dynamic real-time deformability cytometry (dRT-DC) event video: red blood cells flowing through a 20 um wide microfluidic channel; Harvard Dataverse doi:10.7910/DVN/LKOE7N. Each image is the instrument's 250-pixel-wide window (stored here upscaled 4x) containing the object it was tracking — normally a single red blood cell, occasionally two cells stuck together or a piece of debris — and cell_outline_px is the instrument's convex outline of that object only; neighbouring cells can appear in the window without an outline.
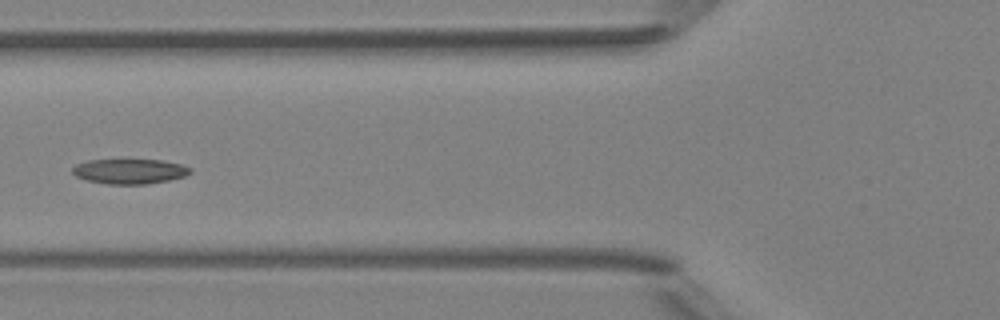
{"species": "Egyptian fruit bat (a non-hibernating species)", "species_latin": "Rousettus aegyptiacus", "temperature_condition": "room temperature", "stored_images_in_passage": 7, "camera_frame_rate_fps": 3000, "um_per_image_px": 0.085, "animal": {"sex": "female"}, "frame": {"image": 1, "passage_image": 6, "time_ms": 5.667, "image_size_px": [1000, 320], "cell_outline_px": [[192, 172], [184, 176], [168, 180], [148, 184], [108, 184], [84, 180], [76, 176], [72, 172], [72, 168], [76, 164], [88, 160], [160, 160], [180, 164], [192, 168]], "centroid_in_image_um": [11.0, 14.57], "position_along_channel_um": 114.8, "area_um2": 17.11}}
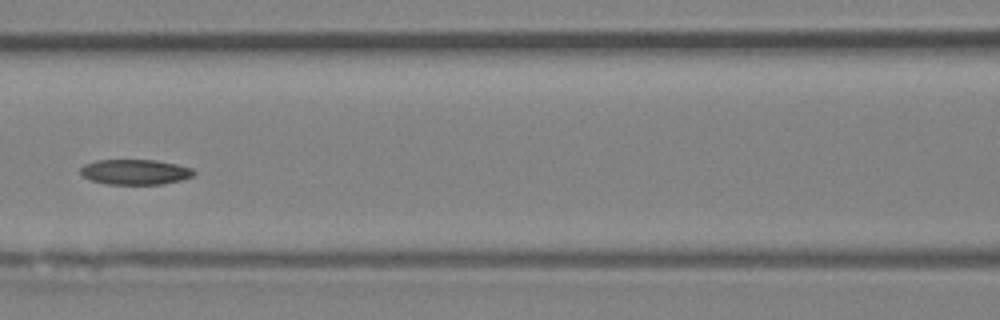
{"frame": {"image": 2, "passage_image": 7, "time_ms": 6.667, "image_size_px": [1000, 320], "cell_outline_px": [[196, 172], [192, 176], [180, 180], [164, 184], [108, 184], [92, 180], [84, 176], [80, 172], [80, 168], [84, 164], [96, 160], [156, 160], [176, 164], [192, 168]], "centroid_in_image_um": [11.49, 14.61], "position_along_channel_um": 155.1, "area_um2": 16.59}}